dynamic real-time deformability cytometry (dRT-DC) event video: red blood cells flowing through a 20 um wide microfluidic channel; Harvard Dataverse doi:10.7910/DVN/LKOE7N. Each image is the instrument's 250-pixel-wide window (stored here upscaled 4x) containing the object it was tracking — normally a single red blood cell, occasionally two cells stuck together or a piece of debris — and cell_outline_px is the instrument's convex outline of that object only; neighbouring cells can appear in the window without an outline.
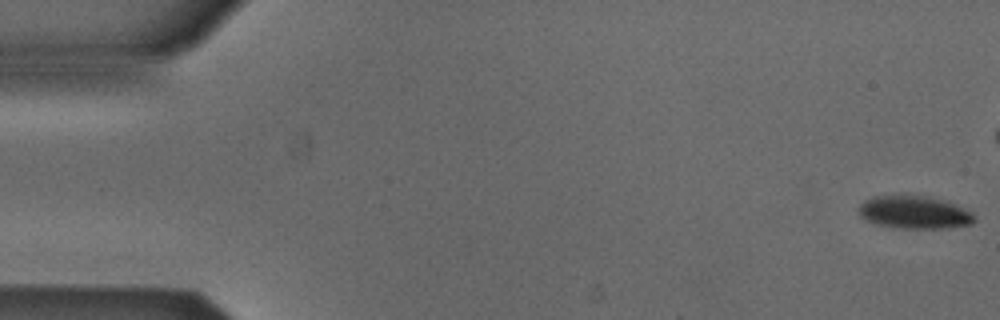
{"species": "Egyptian fruit bat (a non-hibernating species)", "species_latin": "Rousettus aegyptiacus", "temperature_condition": "cold", "stored_images_in_passage": 46, "camera_frame_rate_fps": 3000, "um_per_image_px": 0.085, "animal": {"sex": "male"}, "frame": {"image": 1, "passage_image": 1, "time_ms": 0.0, "image_size_px": [1000, 320], "cell_outline_px": [[976, 220], [972, 224], [948, 228], [904, 228], [880, 224], [868, 220], [860, 216], [860, 204], [864, 200], [876, 196], [924, 196], [940, 200], [952, 204], [972, 212]], "centroid_in_image_um": [77.75, 18.06], "position_along_channel_um": 7.3, "area_um2": 21.44}}
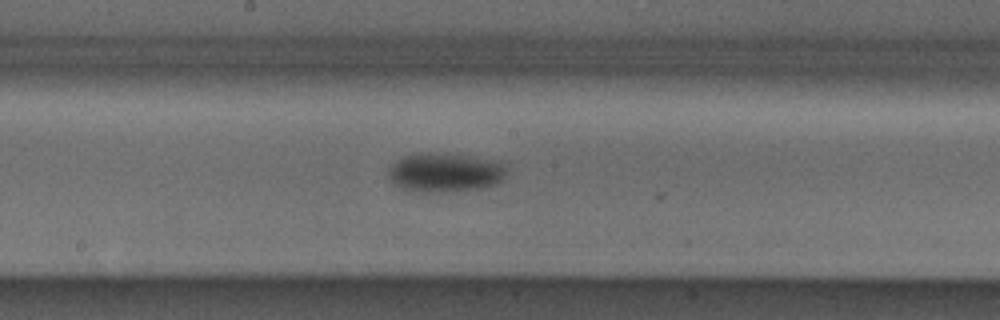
{"frame": {"image": 2, "passage_image": 28, "time_ms": 9.0, "image_size_px": [1000, 320], "cell_outline_px": [[504, 180], [500, 184], [484, 188], [436, 192], [412, 192], [400, 188], [388, 180], [388, 168], [396, 160], [404, 156], [424, 152], [432, 152], [496, 160], [504, 164]], "centroid_in_image_um": [37.78, 14.68], "position_along_channel_um": 210.4, "area_um2": 27.22}}
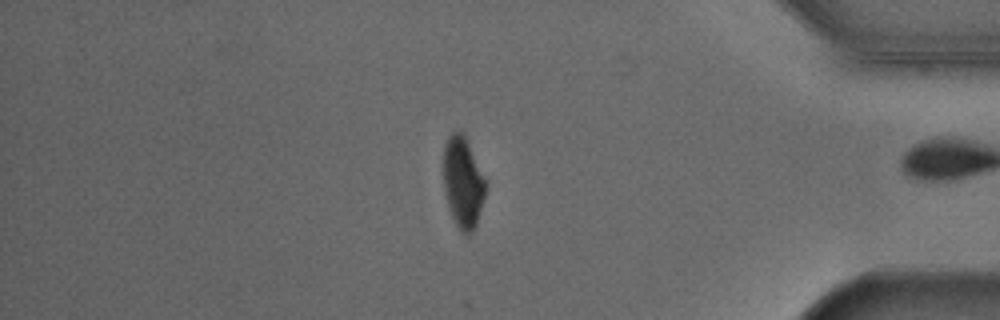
{"frame": {"image": 3, "passage_image": 45, "time_ms": 14.667, "image_size_px": [1000, 320], "cell_outline_px": [[484, 196], [476, 224], [472, 232], [468, 236], [460, 232], [448, 208], [444, 192], [444, 148], [448, 136], [452, 132], [460, 132], [464, 136], [484, 180]], "centroid_in_image_um": [39.3, 15.58], "position_along_channel_um": 395.9, "area_um2": 21.56}, "authors_computed_cell_mechanics": {"area_um2": 25.5765, "velocity_mm_per_s": 3.8669, "shape_relaxation_time_tau1_ms": 3.3894, "shape_relaxation_time_tau2_ms": null, "deformation_change_tau1": 0.1008, "deformation_change_tau2": null}}